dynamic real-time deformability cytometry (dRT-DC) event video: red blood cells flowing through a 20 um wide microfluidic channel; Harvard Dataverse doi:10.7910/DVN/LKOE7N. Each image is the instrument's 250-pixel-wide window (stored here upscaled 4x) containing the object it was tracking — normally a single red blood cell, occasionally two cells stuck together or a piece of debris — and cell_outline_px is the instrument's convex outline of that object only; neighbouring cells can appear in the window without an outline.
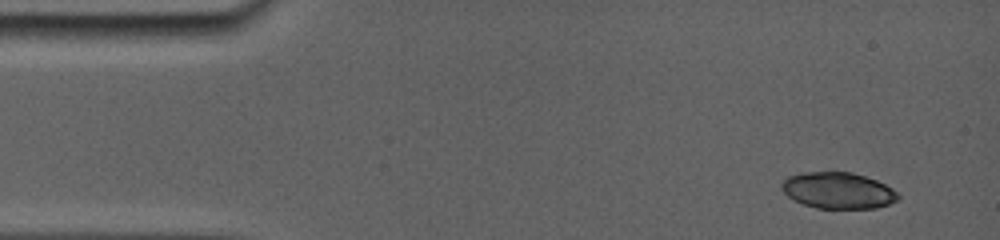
{"species": "common noctule bat (a hibernating species)", "species_latin": "Nyctalus noctula", "temperature_condition": "room temperature", "stored_images_in_passage": 4, "camera_frame_rate_fps": 5000, "um_per_image_px": 0.085, "animal": {"sex": "female", "body_mass_g": 19.0, "forearm_length_mm": 56.7}, "frame": {"image": 1, "passage_image": 1, "time_ms": 0.0, "image_size_px": [1000, 240], "cell_outline_px": [[900, 200], [876, 208], [816, 208], [792, 200], [780, 188], [780, 184], [788, 176], [808, 172], [852, 172], [876, 180], [892, 188], [900, 196]], "centroid_in_image_um": [71.23, 16.2], "position_along_channel_um": 13.8, "area_um2": 24.62}}
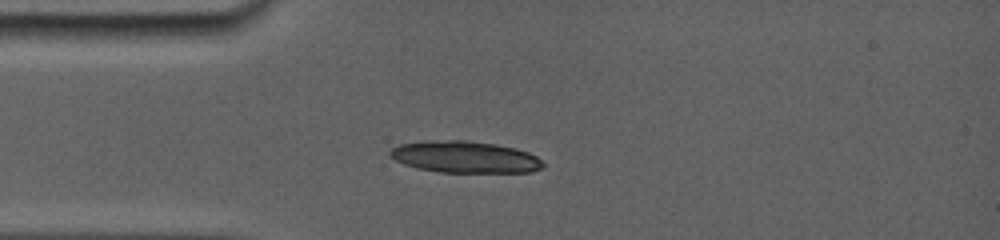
{"frame": {"image": 2, "passage_image": 4, "time_ms": 3.0, "image_size_px": [1000, 240], "cell_outline_px": [[544, 164], [540, 168], [532, 172], [440, 172], [416, 168], [404, 164], [396, 160], [388, 152], [392, 148], [400, 144], [456, 140], [492, 144], [512, 148], [528, 152], [536, 156]], "centroid_in_image_um": [39.52, 13.37], "position_along_channel_um": 45.5, "area_um2": 27.46}}